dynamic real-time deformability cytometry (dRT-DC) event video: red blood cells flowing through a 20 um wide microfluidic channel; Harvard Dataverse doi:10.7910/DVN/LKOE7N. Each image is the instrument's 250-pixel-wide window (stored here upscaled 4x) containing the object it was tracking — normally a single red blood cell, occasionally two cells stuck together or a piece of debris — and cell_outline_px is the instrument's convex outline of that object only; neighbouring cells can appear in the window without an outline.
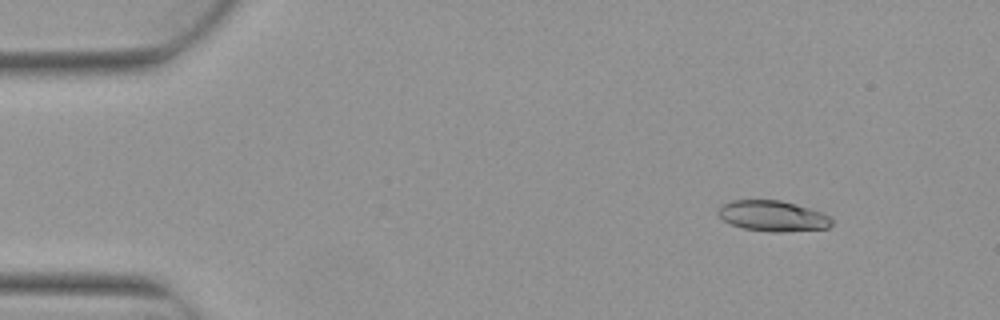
{"species": "Egyptian fruit bat (a non-hibernating species)", "species_latin": "Rousettus aegyptiacus", "temperature_condition": "warm", "stored_images_in_passage": 5, "camera_frame_rate_fps": 3000, "um_per_image_px": 0.085, "animal": {"sex": "female"}, "frame": {"image": 1, "passage_image": 2, "time_ms": 0.333, "image_size_px": [1000, 320], "cell_outline_px": [[832, 224], [828, 228], [780, 232], [772, 232], [744, 228], [732, 224], [724, 220], [716, 212], [716, 208], [720, 204], [732, 200], [780, 200], [796, 204], [824, 212], [832, 216]], "centroid_in_image_um": [65.69, 18.34], "position_along_channel_um": 19.3, "area_um2": 20.52}}
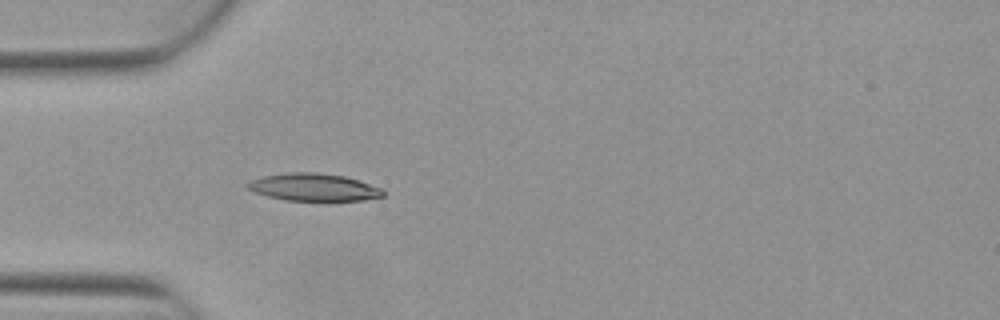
{"frame": {"image": 2, "passage_image": 5, "time_ms": 1.333, "image_size_px": [1000, 320], "cell_outline_px": [[384, 196], [364, 200], [284, 200], [268, 196], [256, 192], [248, 188], [244, 184], [252, 180], [264, 176], [288, 172], [316, 172], [344, 176], [360, 180], [384, 188]], "centroid_in_image_um": [26.71, 15.9], "position_along_channel_um": 58.3, "area_um2": 21.68}}